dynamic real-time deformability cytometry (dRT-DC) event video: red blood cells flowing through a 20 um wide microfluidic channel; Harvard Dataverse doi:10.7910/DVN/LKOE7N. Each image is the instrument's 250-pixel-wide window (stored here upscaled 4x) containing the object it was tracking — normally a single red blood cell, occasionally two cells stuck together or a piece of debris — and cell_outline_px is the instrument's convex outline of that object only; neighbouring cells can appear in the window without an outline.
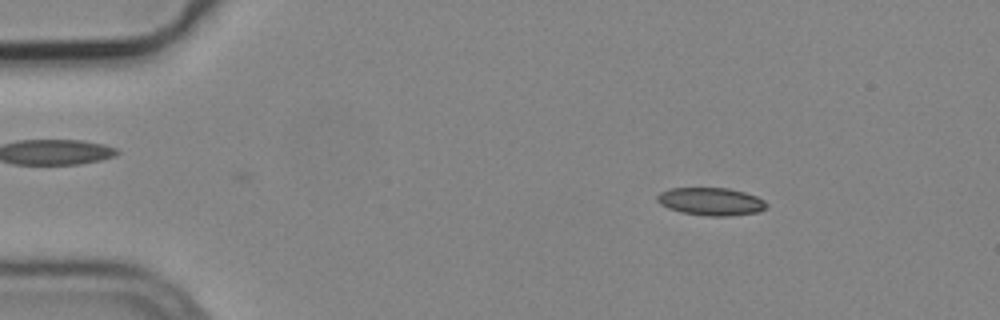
{"species": "common noctule bat (a hibernating species)", "species_latin": "Nyctalus noctula", "temperature_condition": "cold", "stored_images_in_passage": 3, "camera_frame_rate_fps": 3000, "um_per_image_px": 0.085, "animal": {"sex": "male", "body_mass_g": 19.2, "forearm_length_mm": 51.8}, "frame": {"image": 1, "passage_image": 1, "time_ms": 0.0, "image_size_px": [1000, 320], "cell_outline_px": [[768, 208], [756, 212], [732, 216], [708, 216], [680, 212], [668, 208], [660, 204], [656, 200], [656, 196], [660, 192], [672, 188], [728, 188], [744, 192], [756, 196], [764, 200], [768, 204]], "centroid_in_image_um": [60.43, 17.13], "position_along_channel_um": 24.6, "area_um2": 17.8}}